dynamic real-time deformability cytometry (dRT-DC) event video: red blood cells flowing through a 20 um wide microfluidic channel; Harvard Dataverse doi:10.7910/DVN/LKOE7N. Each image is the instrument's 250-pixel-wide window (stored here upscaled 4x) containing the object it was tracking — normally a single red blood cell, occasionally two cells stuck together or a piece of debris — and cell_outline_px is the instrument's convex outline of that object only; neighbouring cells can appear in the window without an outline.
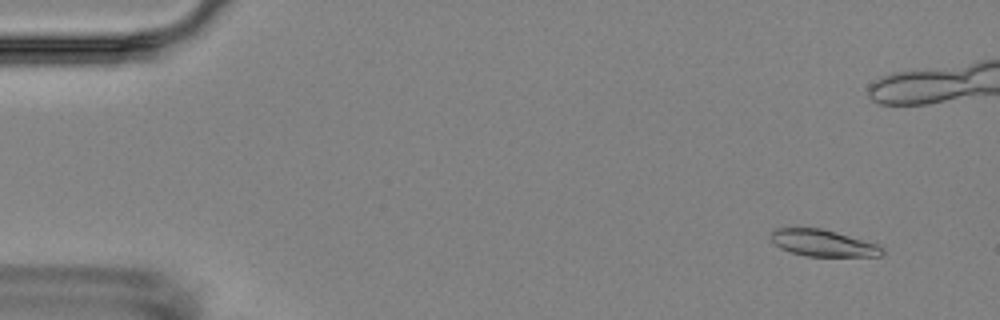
{"species": "Egyptian fruit bat (a non-hibernating species)", "species_latin": "Rousettus aegyptiacus", "temperature_condition": "room temperature", "stored_images_in_passage": 10, "camera_frame_rate_fps": 3000, "um_per_image_px": 0.085, "animal": {"sex": "female"}, "frame": {"image": 1, "passage_image": 2, "time_ms": 1.0, "image_size_px": [1000, 320], "cell_outline_px": [[884, 252], [880, 256], [804, 256], [780, 248], [768, 236], [776, 228], [820, 228], [836, 232], [876, 244], [884, 248]], "centroid_in_image_um": [69.93, 20.66], "position_along_channel_um": 15.1, "area_um2": 17.11}}
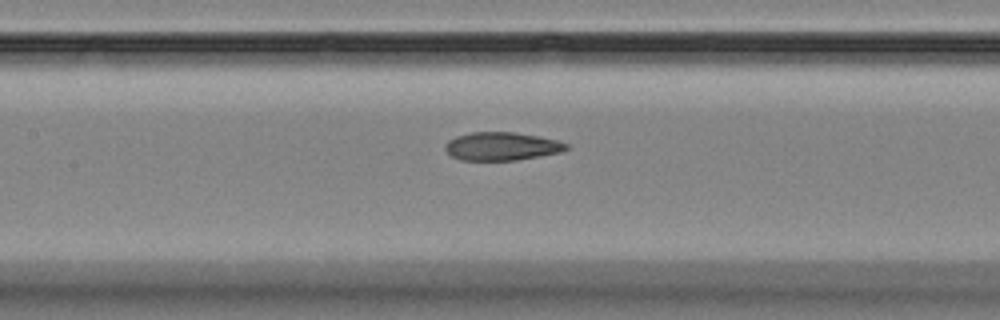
{"frame": {"image": 2, "passage_image": 10, "time_ms": 11.0, "image_size_px": [1000, 320], "cell_outline_px": [[568, 148], [560, 152], [540, 156], [516, 160], [460, 160], [452, 156], [444, 148], [444, 144], [448, 140], [456, 136], [472, 132], [512, 132], [540, 136], [556, 140], [568, 144]], "centroid_in_image_um": [42.62, 12.43], "position_along_channel_um": 164.8, "area_um2": 19.88}}